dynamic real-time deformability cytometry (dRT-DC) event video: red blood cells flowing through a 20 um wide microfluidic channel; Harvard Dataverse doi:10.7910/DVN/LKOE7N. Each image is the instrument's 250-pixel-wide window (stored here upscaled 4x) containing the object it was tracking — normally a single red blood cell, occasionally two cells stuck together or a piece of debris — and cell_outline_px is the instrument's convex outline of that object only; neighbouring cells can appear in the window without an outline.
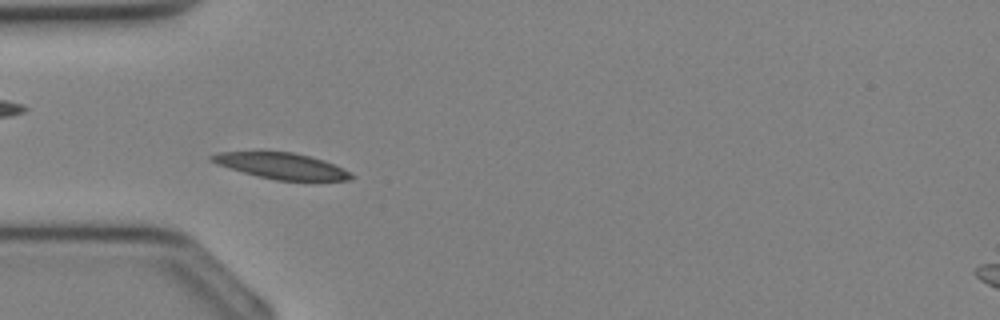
{"species": "Egyptian fruit bat (a non-hibernating species)", "species_latin": "Rousettus aegyptiacus", "temperature_condition": "cold", "stored_images_in_passage": 34, "camera_frame_rate_fps": 3000, "um_per_image_px": 0.085, "animal": {"sex": "female"}, "frame": {"image": 1, "passage_image": 9, "time_ms": 2.667, "image_size_px": [1000, 320], "cell_outline_px": [[356, 176], [348, 180], [276, 180], [256, 176], [216, 164], [208, 160], [208, 156], [220, 152], [292, 152], [324, 160]], "centroid_in_image_um": [23.86, 14.1], "position_along_channel_um": 61.1, "area_um2": 20.81}}
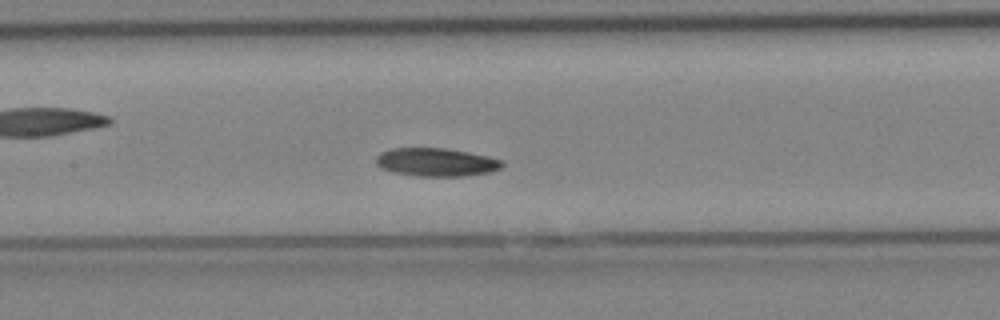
{"frame": {"image": 2, "passage_image": 15, "time_ms": 4.667, "image_size_px": [1000, 320], "cell_outline_px": [[504, 164], [500, 168], [488, 172], [464, 176], [416, 176], [392, 172], [380, 168], [376, 164], [376, 156], [380, 152], [392, 148], [448, 148], [488, 156], [504, 160]], "centroid_in_image_um": [37.05, 13.78], "position_along_channel_um": 170.3, "area_um2": 20.92}}
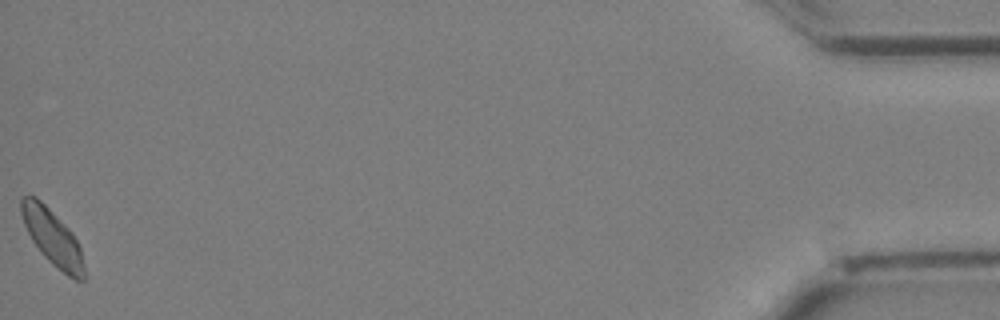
{"frame": {"image": 3, "passage_image": 34, "time_ms": 11.0, "image_size_px": [1000, 320], "cell_outline_px": [[84, 280], [76, 280], [68, 276], [52, 264], [40, 252], [32, 240], [24, 224], [20, 212], [20, 200], [24, 196], [36, 196], [72, 232], [80, 248], [84, 268]], "centroid_in_image_um": [4.44, 20.18], "position_along_channel_um": 430.8, "area_um2": 20.06}}